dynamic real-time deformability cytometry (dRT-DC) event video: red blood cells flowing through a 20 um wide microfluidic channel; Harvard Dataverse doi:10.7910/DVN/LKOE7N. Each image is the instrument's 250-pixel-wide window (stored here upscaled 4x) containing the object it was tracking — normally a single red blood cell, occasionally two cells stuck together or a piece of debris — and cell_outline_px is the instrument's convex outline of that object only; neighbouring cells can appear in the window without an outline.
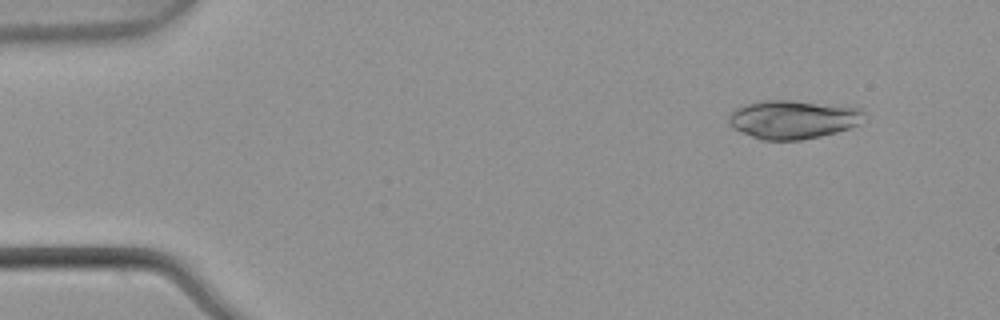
{"species": "common noctule bat (a hibernating species)", "species_latin": "Nyctalus noctula", "temperature_condition": "warm", "stored_images_in_passage": 3, "camera_frame_rate_fps": 3000, "um_per_image_px": 0.085, "animal": {"sex": "male", "body_mass_g": 21.5, "forearm_length_mm": 52.0}, "frame": {"image": 1, "passage_image": 1, "time_ms": 0.0, "image_size_px": [1000, 320], "cell_outline_px": [[864, 112], [860, 124], [836, 132], [820, 136], [800, 140], [764, 140], [752, 136], [732, 128], [728, 120], [728, 116], [736, 108], [744, 104], [764, 100], [792, 100], [860, 108]], "centroid_in_image_um": [67.37, 10.15], "position_along_channel_um": 17.6, "area_um2": 30.23}}